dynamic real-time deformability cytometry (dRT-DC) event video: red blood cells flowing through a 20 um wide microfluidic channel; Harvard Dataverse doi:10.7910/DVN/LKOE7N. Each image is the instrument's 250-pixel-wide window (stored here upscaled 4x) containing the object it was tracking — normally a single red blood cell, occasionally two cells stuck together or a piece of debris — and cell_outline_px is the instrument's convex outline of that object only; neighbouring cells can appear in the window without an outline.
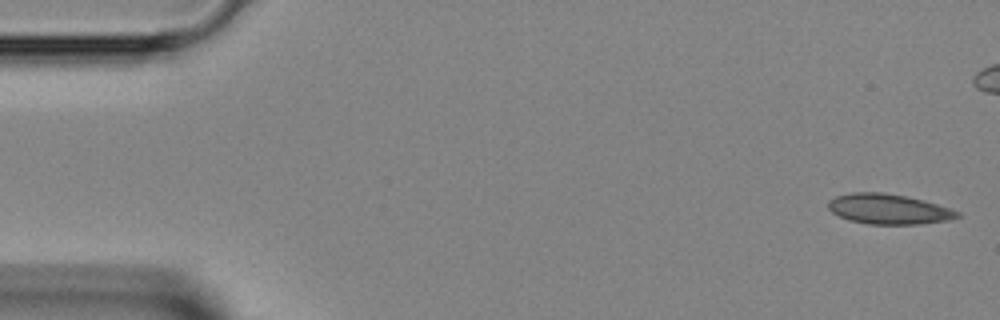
{"species": "Egyptian fruit bat (a non-hibernating species)", "species_latin": "Rousettus aegyptiacus", "temperature_condition": "room temperature", "stored_images_in_passage": 9, "camera_frame_rate_fps": 3000, "um_per_image_px": 0.085, "animal": {"sex": "female"}, "frame": {"image": 1, "passage_image": 1, "time_ms": 0.0, "image_size_px": [1000, 320], "cell_outline_px": [[960, 216], [948, 220], [920, 224], [868, 224], [848, 220], [832, 212], [828, 208], [828, 200], [836, 196], [852, 192], [880, 192], [904, 196], [924, 200], [960, 212]], "centroid_in_image_um": [75.5, 17.77], "position_along_channel_um": 9.5, "area_um2": 22.54}}